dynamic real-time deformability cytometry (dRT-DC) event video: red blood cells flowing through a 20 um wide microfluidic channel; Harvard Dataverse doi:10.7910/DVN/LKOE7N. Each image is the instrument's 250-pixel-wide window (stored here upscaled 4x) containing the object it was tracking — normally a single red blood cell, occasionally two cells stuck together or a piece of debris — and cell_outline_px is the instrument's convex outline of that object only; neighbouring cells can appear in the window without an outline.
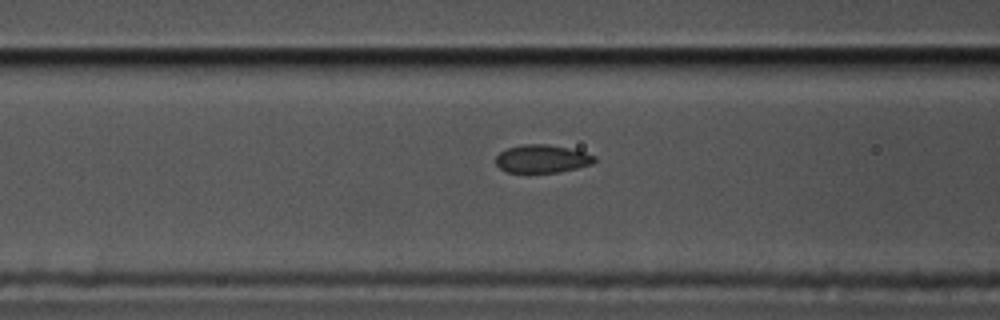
{"species": "common noctule bat (a hibernating species)", "species_latin": "Nyctalus noctula", "temperature_condition": "cold", "stored_images_in_passage": 23, "camera_frame_rate_fps": 3000, "um_per_image_px": 0.085, "animal": {"sex": "male", "body_mass_g": 17.5, "forearm_length_mm": 52.3}, "frame": {"image": 1, "passage_image": 17, "time_ms": 5.333, "image_size_px": [1000, 320], "cell_outline_px": [[596, 160], [592, 164], [560, 172], [508, 172], [500, 168], [496, 164], [496, 156], [500, 152], [508, 148], [524, 144], [548, 144], [568, 148], [584, 152], [596, 156]], "centroid_in_image_um": [46.08, 13.49], "position_along_channel_um": 120.5, "area_um2": 16.01}}